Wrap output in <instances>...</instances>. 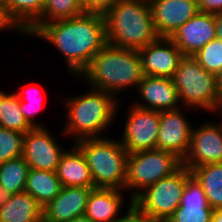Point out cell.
Here are the masks:
<instances>
[{"mask_svg":"<svg viewBox=\"0 0 222 222\" xmlns=\"http://www.w3.org/2000/svg\"><path fill=\"white\" fill-rule=\"evenodd\" d=\"M32 35L53 44L66 59L68 72L77 78L107 44L105 19L100 14L54 20L42 24Z\"/></svg>","mask_w":222,"mask_h":222,"instance_id":"6da1fadb","label":"cell"},{"mask_svg":"<svg viewBox=\"0 0 222 222\" xmlns=\"http://www.w3.org/2000/svg\"><path fill=\"white\" fill-rule=\"evenodd\" d=\"M138 50L106 44L91 60L79 78L90 87L111 93L115 97L131 86L136 87L144 78Z\"/></svg>","mask_w":222,"mask_h":222,"instance_id":"7a4b0ae2","label":"cell"},{"mask_svg":"<svg viewBox=\"0 0 222 222\" xmlns=\"http://www.w3.org/2000/svg\"><path fill=\"white\" fill-rule=\"evenodd\" d=\"M103 16L106 41L115 47L139 50L159 38L149 1L117 0Z\"/></svg>","mask_w":222,"mask_h":222,"instance_id":"3957f363","label":"cell"},{"mask_svg":"<svg viewBox=\"0 0 222 222\" xmlns=\"http://www.w3.org/2000/svg\"><path fill=\"white\" fill-rule=\"evenodd\" d=\"M89 89L82 95L66 100L67 119L63 133L74 136V143L84 139L102 138L101 132L115 120L113 118L119 108V99L111 93Z\"/></svg>","mask_w":222,"mask_h":222,"instance_id":"277c9868","label":"cell"},{"mask_svg":"<svg viewBox=\"0 0 222 222\" xmlns=\"http://www.w3.org/2000/svg\"><path fill=\"white\" fill-rule=\"evenodd\" d=\"M76 144L83 152L95 188L125 190L127 156L120 139H84Z\"/></svg>","mask_w":222,"mask_h":222,"instance_id":"5b68a950","label":"cell"},{"mask_svg":"<svg viewBox=\"0 0 222 222\" xmlns=\"http://www.w3.org/2000/svg\"><path fill=\"white\" fill-rule=\"evenodd\" d=\"M180 103L206 111H222V91L216 75L202 68L193 56H184L172 78Z\"/></svg>","mask_w":222,"mask_h":222,"instance_id":"8992f818","label":"cell"},{"mask_svg":"<svg viewBox=\"0 0 222 222\" xmlns=\"http://www.w3.org/2000/svg\"><path fill=\"white\" fill-rule=\"evenodd\" d=\"M182 165L181 159L167 151L153 149L128 153L125 190L131 189L129 200L133 201L145 188L170 176Z\"/></svg>","mask_w":222,"mask_h":222,"instance_id":"52a82bcc","label":"cell"},{"mask_svg":"<svg viewBox=\"0 0 222 222\" xmlns=\"http://www.w3.org/2000/svg\"><path fill=\"white\" fill-rule=\"evenodd\" d=\"M191 175V171L182 165L170 176L160 179L140 192L133 199V205L142 213L167 222L180 206L186 181Z\"/></svg>","mask_w":222,"mask_h":222,"instance_id":"ba28073f","label":"cell"},{"mask_svg":"<svg viewBox=\"0 0 222 222\" xmlns=\"http://www.w3.org/2000/svg\"><path fill=\"white\" fill-rule=\"evenodd\" d=\"M160 112L131 105L121 143L128 153L153 150L159 132Z\"/></svg>","mask_w":222,"mask_h":222,"instance_id":"9c48e42d","label":"cell"},{"mask_svg":"<svg viewBox=\"0 0 222 222\" xmlns=\"http://www.w3.org/2000/svg\"><path fill=\"white\" fill-rule=\"evenodd\" d=\"M64 151L46 127L24 135L22 157L30 169L56 172Z\"/></svg>","mask_w":222,"mask_h":222,"instance_id":"30bf717a","label":"cell"},{"mask_svg":"<svg viewBox=\"0 0 222 222\" xmlns=\"http://www.w3.org/2000/svg\"><path fill=\"white\" fill-rule=\"evenodd\" d=\"M220 123L206 122L197 129H192L190 147L182 161L190 171L201 165L222 163V122Z\"/></svg>","mask_w":222,"mask_h":222,"instance_id":"8fae6325","label":"cell"},{"mask_svg":"<svg viewBox=\"0 0 222 222\" xmlns=\"http://www.w3.org/2000/svg\"><path fill=\"white\" fill-rule=\"evenodd\" d=\"M181 112L180 109L160 112L155 149L170 152L183 161L190 147L192 126Z\"/></svg>","mask_w":222,"mask_h":222,"instance_id":"7c38bea8","label":"cell"},{"mask_svg":"<svg viewBox=\"0 0 222 222\" xmlns=\"http://www.w3.org/2000/svg\"><path fill=\"white\" fill-rule=\"evenodd\" d=\"M144 75L173 78L179 61L184 57L170 38L159 37L138 50Z\"/></svg>","mask_w":222,"mask_h":222,"instance_id":"4fadbf2b","label":"cell"},{"mask_svg":"<svg viewBox=\"0 0 222 222\" xmlns=\"http://www.w3.org/2000/svg\"><path fill=\"white\" fill-rule=\"evenodd\" d=\"M183 56H193L208 42L216 39L215 15L198 12L170 37Z\"/></svg>","mask_w":222,"mask_h":222,"instance_id":"5bb4252c","label":"cell"},{"mask_svg":"<svg viewBox=\"0 0 222 222\" xmlns=\"http://www.w3.org/2000/svg\"><path fill=\"white\" fill-rule=\"evenodd\" d=\"M149 3L159 37L170 38L199 12L197 0H151Z\"/></svg>","mask_w":222,"mask_h":222,"instance_id":"9a60e30c","label":"cell"},{"mask_svg":"<svg viewBox=\"0 0 222 222\" xmlns=\"http://www.w3.org/2000/svg\"><path fill=\"white\" fill-rule=\"evenodd\" d=\"M142 103L133 105L154 111H169L179 109L178 92L172 78L144 76L136 88ZM146 102V104H145ZM144 103V104H143Z\"/></svg>","mask_w":222,"mask_h":222,"instance_id":"2e32d148","label":"cell"},{"mask_svg":"<svg viewBox=\"0 0 222 222\" xmlns=\"http://www.w3.org/2000/svg\"><path fill=\"white\" fill-rule=\"evenodd\" d=\"M213 211L201 184L191 175L186 181L180 206L167 222H211Z\"/></svg>","mask_w":222,"mask_h":222,"instance_id":"e0dca14e","label":"cell"},{"mask_svg":"<svg viewBox=\"0 0 222 222\" xmlns=\"http://www.w3.org/2000/svg\"><path fill=\"white\" fill-rule=\"evenodd\" d=\"M91 189L62 187L58 196L43 207V216L50 222H67L85 215Z\"/></svg>","mask_w":222,"mask_h":222,"instance_id":"ac0fdd59","label":"cell"},{"mask_svg":"<svg viewBox=\"0 0 222 222\" xmlns=\"http://www.w3.org/2000/svg\"><path fill=\"white\" fill-rule=\"evenodd\" d=\"M122 190L113 188H93L87 201L85 215L93 222H119L122 204Z\"/></svg>","mask_w":222,"mask_h":222,"instance_id":"d6986e66","label":"cell"},{"mask_svg":"<svg viewBox=\"0 0 222 222\" xmlns=\"http://www.w3.org/2000/svg\"><path fill=\"white\" fill-rule=\"evenodd\" d=\"M56 173L62 187L95 188L86 158L76 144L65 149Z\"/></svg>","mask_w":222,"mask_h":222,"instance_id":"ffe728a7","label":"cell"},{"mask_svg":"<svg viewBox=\"0 0 222 222\" xmlns=\"http://www.w3.org/2000/svg\"><path fill=\"white\" fill-rule=\"evenodd\" d=\"M43 207L26 191L10 195L0 206V222H35Z\"/></svg>","mask_w":222,"mask_h":222,"instance_id":"44dd1931","label":"cell"},{"mask_svg":"<svg viewBox=\"0 0 222 222\" xmlns=\"http://www.w3.org/2000/svg\"><path fill=\"white\" fill-rule=\"evenodd\" d=\"M62 189L56 172L29 169L25 190L45 207L55 199Z\"/></svg>","mask_w":222,"mask_h":222,"instance_id":"7402d4cb","label":"cell"},{"mask_svg":"<svg viewBox=\"0 0 222 222\" xmlns=\"http://www.w3.org/2000/svg\"><path fill=\"white\" fill-rule=\"evenodd\" d=\"M192 175L201 184L209 206L222 208V163H210L195 167Z\"/></svg>","mask_w":222,"mask_h":222,"instance_id":"603a6c76","label":"cell"},{"mask_svg":"<svg viewBox=\"0 0 222 222\" xmlns=\"http://www.w3.org/2000/svg\"><path fill=\"white\" fill-rule=\"evenodd\" d=\"M80 0H46L40 18L24 33L32 34L45 23L83 14Z\"/></svg>","mask_w":222,"mask_h":222,"instance_id":"cb8c5ba5","label":"cell"},{"mask_svg":"<svg viewBox=\"0 0 222 222\" xmlns=\"http://www.w3.org/2000/svg\"><path fill=\"white\" fill-rule=\"evenodd\" d=\"M46 0H3L11 19L23 34L40 18Z\"/></svg>","mask_w":222,"mask_h":222,"instance_id":"d4e9b609","label":"cell"},{"mask_svg":"<svg viewBox=\"0 0 222 222\" xmlns=\"http://www.w3.org/2000/svg\"><path fill=\"white\" fill-rule=\"evenodd\" d=\"M29 169L23 157L0 163V187L4 188L9 195L23 192Z\"/></svg>","mask_w":222,"mask_h":222,"instance_id":"484cf974","label":"cell"},{"mask_svg":"<svg viewBox=\"0 0 222 222\" xmlns=\"http://www.w3.org/2000/svg\"><path fill=\"white\" fill-rule=\"evenodd\" d=\"M0 127L25 134L32 127L20 110V100L15 93L8 94L0 89Z\"/></svg>","mask_w":222,"mask_h":222,"instance_id":"4316f807","label":"cell"},{"mask_svg":"<svg viewBox=\"0 0 222 222\" xmlns=\"http://www.w3.org/2000/svg\"><path fill=\"white\" fill-rule=\"evenodd\" d=\"M37 89H38L37 87L33 88V87L27 86L25 89L20 88V90L16 92L15 94L20 100V110L22 111L23 116L25 120L27 121V123L32 128H44V125H42L41 122L37 123L35 119L33 118L34 116H36L35 114L38 113V110H40L42 106V100H43L42 99L43 97L40 91H38Z\"/></svg>","mask_w":222,"mask_h":222,"instance_id":"83f0119b","label":"cell"},{"mask_svg":"<svg viewBox=\"0 0 222 222\" xmlns=\"http://www.w3.org/2000/svg\"><path fill=\"white\" fill-rule=\"evenodd\" d=\"M199 65L215 75L222 69V41L214 39L193 55Z\"/></svg>","mask_w":222,"mask_h":222,"instance_id":"f1b7e54d","label":"cell"},{"mask_svg":"<svg viewBox=\"0 0 222 222\" xmlns=\"http://www.w3.org/2000/svg\"><path fill=\"white\" fill-rule=\"evenodd\" d=\"M24 135L16 130L0 127V163L22 157Z\"/></svg>","mask_w":222,"mask_h":222,"instance_id":"f546056e","label":"cell"},{"mask_svg":"<svg viewBox=\"0 0 222 222\" xmlns=\"http://www.w3.org/2000/svg\"><path fill=\"white\" fill-rule=\"evenodd\" d=\"M117 0H81L84 13L104 15Z\"/></svg>","mask_w":222,"mask_h":222,"instance_id":"4dcf8cb0","label":"cell"},{"mask_svg":"<svg viewBox=\"0 0 222 222\" xmlns=\"http://www.w3.org/2000/svg\"><path fill=\"white\" fill-rule=\"evenodd\" d=\"M130 203L127 214L121 218L119 222H162L160 220L154 219L150 215L144 214L139 211L134 205L133 201H129Z\"/></svg>","mask_w":222,"mask_h":222,"instance_id":"1f68e13d","label":"cell"},{"mask_svg":"<svg viewBox=\"0 0 222 222\" xmlns=\"http://www.w3.org/2000/svg\"><path fill=\"white\" fill-rule=\"evenodd\" d=\"M14 30L16 32H19L22 34V30L19 28V26L11 19L9 16L6 7L4 6L3 0H0V31L2 30Z\"/></svg>","mask_w":222,"mask_h":222,"instance_id":"d6a6232c","label":"cell"},{"mask_svg":"<svg viewBox=\"0 0 222 222\" xmlns=\"http://www.w3.org/2000/svg\"><path fill=\"white\" fill-rule=\"evenodd\" d=\"M200 12L208 14H217L222 11V0H197Z\"/></svg>","mask_w":222,"mask_h":222,"instance_id":"836d02e7","label":"cell"},{"mask_svg":"<svg viewBox=\"0 0 222 222\" xmlns=\"http://www.w3.org/2000/svg\"><path fill=\"white\" fill-rule=\"evenodd\" d=\"M216 39L222 41V11L215 14Z\"/></svg>","mask_w":222,"mask_h":222,"instance_id":"e575fe53","label":"cell"},{"mask_svg":"<svg viewBox=\"0 0 222 222\" xmlns=\"http://www.w3.org/2000/svg\"><path fill=\"white\" fill-rule=\"evenodd\" d=\"M211 222H222V208L213 211Z\"/></svg>","mask_w":222,"mask_h":222,"instance_id":"d590c367","label":"cell"},{"mask_svg":"<svg viewBox=\"0 0 222 222\" xmlns=\"http://www.w3.org/2000/svg\"><path fill=\"white\" fill-rule=\"evenodd\" d=\"M9 196L8 192L4 188L0 187V206L8 199Z\"/></svg>","mask_w":222,"mask_h":222,"instance_id":"8d00e7d4","label":"cell"},{"mask_svg":"<svg viewBox=\"0 0 222 222\" xmlns=\"http://www.w3.org/2000/svg\"><path fill=\"white\" fill-rule=\"evenodd\" d=\"M67 222H93V221L89 217H87L86 215H82V216H78L76 218H73Z\"/></svg>","mask_w":222,"mask_h":222,"instance_id":"74e56055","label":"cell"},{"mask_svg":"<svg viewBox=\"0 0 222 222\" xmlns=\"http://www.w3.org/2000/svg\"><path fill=\"white\" fill-rule=\"evenodd\" d=\"M217 85L219 89L222 91V69L216 74Z\"/></svg>","mask_w":222,"mask_h":222,"instance_id":"f35d334b","label":"cell"},{"mask_svg":"<svg viewBox=\"0 0 222 222\" xmlns=\"http://www.w3.org/2000/svg\"><path fill=\"white\" fill-rule=\"evenodd\" d=\"M35 222H50L49 220H47L44 216H42L40 219H38Z\"/></svg>","mask_w":222,"mask_h":222,"instance_id":"ab89813d","label":"cell"}]
</instances>
